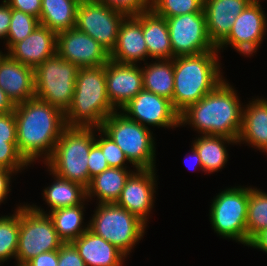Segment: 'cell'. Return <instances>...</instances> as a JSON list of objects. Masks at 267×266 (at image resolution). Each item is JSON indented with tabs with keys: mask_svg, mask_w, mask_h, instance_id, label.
Segmentation results:
<instances>
[{
	"mask_svg": "<svg viewBox=\"0 0 267 266\" xmlns=\"http://www.w3.org/2000/svg\"><path fill=\"white\" fill-rule=\"evenodd\" d=\"M14 115L19 153L30 165L39 157L46 162L67 127L65 114L49 103L32 98L16 104Z\"/></svg>",
	"mask_w": 267,
	"mask_h": 266,
	"instance_id": "6da1fadb",
	"label": "cell"
},
{
	"mask_svg": "<svg viewBox=\"0 0 267 266\" xmlns=\"http://www.w3.org/2000/svg\"><path fill=\"white\" fill-rule=\"evenodd\" d=\"M109 58L121 64H137V61L148 58L142 24L134 16H126L121 22L117 41Z\"/></svg>",
	"mask_w": 267,
	"mask_h": 266,
	"instance_id": "44dd1931",
	"label": "cell"
},
{
	"mask_svg": "<svg viewBox=\"0 0 267 266\" xmlns=\"http://www.w3.org/2000/svg\"><path fill=\"white\" fill-rule=\"evenodd\" d=\"M96 127H66L58 139L52 156L44 163L64 179L89 185L88 157L95 143Z\"/></svg>",
	"mask_w": 267,
	"mask_h": 266,
	"instance_id": "5b68a950",
	"label": "cell"
},
{
	"mask_svg": "<svg viewBox=\"0 0 267 266\" xmlns=\"http://www.w3.org/2000/svg\"><path fill=\"white\" fill-rule=\"evenodd\" d=\"M36 205L19 206V237L17 266H24L41 253L59 250L64 243L55 230L52 219Z\"/></svg>",
	"mask_w": 267,
	"mask_h": 266,
	"instance_id": "52a82bcc",
	"label": "cell"
},
{
	"mask_svg": "<svg viewBox=\"0 0 267 266\" xmlns=\"http://www.w3.org/2000/svg\"><path fill=\"white\" fill-rule=\"evenodd\" d=\"M15 105L12 101L6 96V93L3 89L0 88V114H6L14 111Z\"/></svg>",
	"mask_w": 267,
	"mask_h": 266,
	"instance_id": "bcb514c9",
	"label": "cell"
},
{
	"mask_svg": "<svg viewBox=\"0 0 267 266\" xmlns=\"http://www.w3.org/2000/svg\"><path fill=\"white\" fill-rule=\"evenodd\" d=\"M132 173L131 170L109 167L90 180L86 187L87 199L97 196L99 204L116 203Z\"/></svg>",
	"mask_w": 267,
	"mask_h": 266,
	"instance_id": "d4e9b609",
	"label": "cell"
},
{
	"mask_svg": "<svg viewBox=\"0 0 267 266\" xmlns=\"http://www.w3.org/2000/svg\"><path fill=\"white\" fill-rule=\"evenodd\" d=\"M166 21L173 58L217 50L208 37L204 10L169 17Z\"/></svg>",
	"mask_w": 267,
	"mask_h": 266,
	"instance_id": "7c38bea8",
	"label": "cell"
},
{
	"mask_svg": "<svg viewBox=\"0 0 267 266\" xmlns=\"http://www.w3.org/2000/svg\"><path fill=\"white\" fill-rule=\"evenodd\" d=\"M13 173L15 174L12 170L0 167V203L4 202L9 191H11L9 185Z\"/></svg>",
	"mask_w": 267,
	"mask_h": 266,
	"instance_id": "ee69618b",
	"label": "cell"
},
{
	"mask_svg": "<svg viewBox=\"0 0 267 266\" xmlns=\"http://www.w3.org/2000/svg\"><path fill=\"white\" fill-rule=\"evenodd\" d=\"M248 247L260 249L267 253V229L258 233L249 243Z\"/></svg>",
	"mask_w": 267,
	"mask_h": 266,
	"instance_id": "f6af8a7d",
	"label": "cell"
},
{
	"mask_svg": "<svg viewBox=\"0 0 267 266\" xmlns=\"http://www.w3.org/2000/svg\"><path fill=\"white\" fill-rule=\"evenodd\" d=\"M11 9H16L24 13L40 18L42 0H5Z\"/></svg>",
	"mask_w": 267,
	"mask_h": 266,
	"instance_id": "60d3db41",
	"label": "cell"
},
{
	"mask_svg": "<svg viewBox=\"0 0 267 266\" xmlns=\"http://www.w3.org/2000/svg\"><path fill=\"white\" fill-rule=\"evenodd\" d=\"M28 165L17 149V140H0V167L17 173Z\"/></svg>",
	"mask_w": 267,
	"mask_h": 266,
	"instance_id": "e575fe53",
	"label": "cell"
},
{
	"mask_svg": "<svg viewBox=\"0 0 267 266\" xmlns=\"http://www.w3.org/2000/svg\"><path fill=\"white\" fill-rule=\"evenodd\" d=\"M126 15L96 0H80L75 28L86 33L109 53L115 47L121 22Z\"/></svg>",
	"mask_w": 267,
	"mask_h": 266,
	"instance_id": "8fae6325",
	"label": "cell"
},
{
	"mask_svg": "<svg viewBox=\"0 0 267 266\" xmlns=\"http://www.w3.org/2000/svg\"><path fill=\"white\" fill-rule=\"evenodd\" d=\"M223 80L213 91L180 113V125L189 124L202 135L238 140L243 108L236 90Z\"/></svg>",
	"mask_w": 267,
	"mask_h": 266,
	"instance_id": "7a4b0ae2",
	"label": "cell"
},
{
	"mask_svg": "<svg viewBox=\"0 0 267 266\" xmlns=\"http://www.w3.org/2000/svg\"><path fill=\"white\" fill-rule=\"evenodd\" d=\"M141 24L148 57L173 59L171 40L166 18L157 15L152 9L134 16Z\"/></svg>",
	"mask_w": 267,
	"mask_h": 266,
	"instance_id": "603a6c76",
	"label": "cell"
},
{
	"mask_svg": "<svg viewBox=\"0 0 267 266\" xmlns=\"http://www.w3.org/2000/svg\"><path fill=\"white\" fill-rule=\"evenodd\" d=\"M58 266H86L75 246L63 243L58 250Z\"/></svg>",
	"mask_w": 267,
	"mask_h": 266,
	"instance_id": "f35d334b",
	"label": "cell"
},
{
	"mask_svg": "<svg viewBox=\"0 0 267 266\" xmlns=\"http://www.w3.org/2000/svg\"><path fill=\"white\" fill-rule=\"evenodd\" d=\"M249 187L227 188L212 201L210 222L214 231L247 246Z\"/></svg>",
	"mask_w": 267,
	"mask_h": 266,
	"instance_id": "30bf717a",
	"label": "cell"
},
{
	"mask_svg": "<svg viewBox=\"0 0 267 266\" xmlns=\"http://www.w3.org/2000/svg\"><path fill=\"white\" fill-rule=\"evenodd\" d=\"M129 119L142 126L175 128L180 126V113L167 98L142 90L121 108Z\"/></svg>",
	"mask_w": 267,
	"mask_h": 266,
	"instance_id": "5bb4252c",
	"label": "cell"
},
{
	"mask_svg": "<svg viewBox=\"0 0 267 266\" xmlns=\"http://www.w3.org/2000/svg\"><path fill=\"white\" fill-rule=\"evenodd\" d=\"M111 9L124 13L126 16H135L150 10L152 0H96Z\"/></svg>",
	"mask_w": 267,
	"mask_h": 266,
	"instance_id": "8d00e7d4",
	"label": "cell"
},
{
	"mask_svg": "<svg viewBox=\"0 0 267 266\" xmlns=\"http://www.w3.org/2000/svg\"><path fill=\"white\" fill-rule=\"evenodd\" d=\"M84 205L85 202L74 207H66L49 211L48 215L53 221L58 237L64 243H69L78 239L89 229V225H87V227L82 225L84 220L83 211H85Z\"/></svg>",
	"mask_w": 267,
	"mask_h": 266,
	"instance_id": "f546056e",
	"label": "cell"
},
{
	"mask_svg": "<svg viewBox=\"0 0 267 266\" xmlns=\"http://www.w3.org/2000/svg\"><path fill=\"white\" fill-rule=\"evenodd\" d=\"M50 172L54 177V182L43 191V198L51 209L49 211L74 207L87 199L86 187L82 184L59 177L51 170Z\"/></svg>",
	"mask_w": 267,
	"mask_h": 266,
	"instance_id": "4316f807",
	"label": "cell"
},
{
	"mask_svg": "<svg viewBox=\"0 0 267 266\" xmlns=\"http://www.w3.org/2000/svg\"><path fill=\"white\" fill-rule=\"evenodd\" d=\"M107 96L118 111L143 90L142 68L109 60L105 64Z\"/></svg>",
	"mask_w": 267,
	"mask_h": 266,
	"instance_id": "e0dca14e",
	"label": "cell"
},
{
	"mask_svg": "<svg viewBox=\"0 0 267 266\" xmlns=\"http://www.w3.org/2000/svg\"><path fill=\"white\" fill-rule=\"evenodd\" d=\"M87 164L89 170V183L93 177L101 174L104 170L109 168L104 153L96 143L91 146Z\"/></svg>",
	"mask_w": 267,
	"mask_h": 266,
	"instance_id": "74e56055",
	"label": "cell"
},
{
	"mask_svg": "<svg viewBox=\"0 0 267 266\" xmlns=\"http://www.w3.org/2000/svg\"><path fill=\"white\" fill-rule=\"evenodd\" d=\"M39 19L22 11L11 9V21L6 39L9 51L16 43L24 40L39 25Z\"/></svg>",
	"mask_w": 267,
	"mask_h": 266,
	"instance_id": "d6a6232c",
	"label": "cell"
},
{
	"mask_svg": "<svg viewBox=\"0 0 267 266\" xmlns=\"http://www.w3.org/2000/svg\"><path fill=\"white\" fill-rule=\"evenodd\" d=\"M155 169H136L126 180L116 204L147 224V216L154 205Z\"/></svg>",
	"mask_w": 267,
	"mask_h": 266,
	"instance_id": "2e32d148",
	"label": "cell"
},
{
	"mask_svg": "<svg viewBox=\"0 0 267 266\" xmlns=\"http://www.w3.org/2000/svg\"><path fill=\"white\" fill-rule=\"evenodd\" d=\"M247 246L261 231L267 229V193L249 187L247 209Z\"/></svg>",
	"mask_w": 267,
	"mask_h": 266,
	"instance_id": "4dcf8cb0",
	"label": "cell"
},
{
	"mask_svg": "<svg viewBox=\"0 0 267 266\" xmlns=\"http://www.w3.org/2000/svg\"><path fill=\"white\" fill-rule=\"evenodd\" d=\"M115 111L107 96L105 65L79 68L72 104L65 113L66 126L100 128Z\"/></svg>",
	"mask_w": 267,
	"mask_h": 266,
	"instance_id": "277c9868",
	"label": "cell"
},
{
	"mask_svg": "<svg viewBox=\"0 0 267 266\" xmlns=\"http://www.w3.org/2000/svg\"><path fill=\"white\" fill-rule=\"evenodd\" d=\"M18 237L19 206L12 216L0 217V263L16 258Z\"/></svg>",
	"mask_w": 267,
	"mask_h": 266,
	"instance_id": "1f68e13d",
	"label": "cell"
},
{
	"mask_svg": "<svg viewBox=\"0 0 267 266\" xmlns=\"http://www.w3.org/2000/svg\"><path fill=\"white\" fill-rule=\"evenodd\" d=\"M57 53V33L38 25L24 40L7 53L12 59L35 69Z\"/></svg>",
	"mask_w": 267,
	"mask_h": 266,
	"instance_id": "d6986e66",
	"label": "cell"
},
{
	"mask_svg": "<svg viewBox=\"0 0 267 266\" xmlns=\"http://www.w3.org/2000/svg\"><path fill=\"white\" fill-rule=\"evenodd\" d=\"M157 61V62H156ZM142 67L143 89L172 101L174 91L173 59H159Z\"/></svg>",
	"mask_w": 267,
	"mask_h": 266,
	"instance_id": "83f0119b",
	"label": "cell"
},
{
	"mask_svg": "<svg viewBox=\"0 0 267 266\" xmlns=\"http://www.w3.org/2000/svg\"><path fill=\"white\" fill-rule=\"evenodd\" d=\"M0 88L14 105L35 98L34 69L1 52Z\"/></svg>",
	"mask_w": 267,
	"mask_h": 266,
	"instance_id": "ac0fdd59",
	"label": "cell"
},
{
	"mask_svg": "<svg viewBox=\"0 0 267 266\" xmlns=\"http://www.w3.org/2000/svg\"><path fill=\"white\" fill-rule=\"evenodd\" d=\"M253 0H204L208 37L217 47L230 33L236 17Z\"/></svg>",
	"mask_w": 267,
	"mask_h": 266,
	"instance_id": "ffe728a7",
	"label": "cell"
},
{
	"mask_svg": "<svg viewBox=\"0 0 267 266\" xmlns=\"http://www.w3.org/2000/svg\"><path fill=\"white\" fill-rule=\"evenodd\" d=\"M100 129L110 137L136 169H155V143L148 127L117 111L110 114Z\"/></svg>",
	"mask_w": 267,
	"mask_h": 266,
	"instance_id": "8992f818",
	"label": "cell"
},
{
	"mask_svg": "<svg viewBox=\"0 0 267 266\" xmlns=\"http://www.w3.org/2000/svg\"><path fill=\"white\" fill-rule=\"evenodd\" d=\"M191 153H192V155H190L189 158L191 157V158L194 159L193 160V162L195 163V164H193L194 167L196 168L197 165H198V167H201L200 170L203 171L201 159L199 157V154H198L197 150L193 146L191 148Z\"/></svg>",
	"mask_w": 267,
	"mask_h": 266,
	"instance_id": "7dc6e473",
	"label": "cell"
},
{
	"mask_svg": "<svg viewBox=\"0 0 267 266\" xmlns=\"http://www.w3.org/2000/svg\"><path fill=\"white\" fill-rule=\"evenodd\" d=\"M86 266H122L126 255L90 229L71 242Z\"/></svg>",
	"mask_w": 267,
	"mask_h": 266,
	"instance_id": "7402d4cb",
	"label": "cell"
},
{
	"mask_svg": "<svg viewBox=\"0 0 267 266\" xmlns=\"http://www.w3.org/2000/svg\"><path fill=\"white\" fill-rule=\"evenodd\" d=\"M265 16L260 2L253 0L236 17L229 35L216 47L217 50L231 45L245 56L255 53L266 34L267 19Z\"/></svg>",
	"mask_w": 267,
	"mask_h": 266,
	"instance_id": "4fadbf2b",
	"label": "cell"
},
{
	"mask_svg": "<svg viewBox=\"0 0 267 266\" xmlns=\"http://www.w3.org/2000/svg\"><path fill=\"white\" fill-rule=\"evenodd\" d=\"M218 50L197 55L177 56L174 63V91L172 104L181 113L213 91L223 80Z\"/></svg>",
	"mask_w": 267,
	"mask_h": 266,
	"instance_id": "3957f363",
	"label": "cell"
},
{
	"mask_svg": "<svg viewBox=\"0 0 267 266\" xmlns=\"http://www.w3.org/2000/svg\"><path fill=\"white\" fill-rule=\"evenodd\" d=\"M204 0H152L151 9L164 18L202 12Z\"/></svg>",
	"mask_w": 267,
	"mask_h": 266,
	"instance_id": "836d02e7",
	"label": "cell"
},
{
	"mask_svg": "<svg viewBox=\"0 0 267 266\" xmlns=\"http://www.w3.org/2000/svg\"><path fill=\"white\" fill-rule=\"evenodd\" d=\"M24 266H58V250L41 253Z\"/></svg>",
	"mask_w": 267,
	"mask_h": 266,
	"instance_id": "b9f144b4",
	"label": "cell"
},
{
	"mask_svg": "<svg viewBox=\"0 0 267 266\" xmlns=\"http://www.w3.org/2000/svg\"><path fill=\"white\" fill-rule=\"evenodd\" d=\"M96 208L89 229L129 255L144 236L146 224L116 203H98Z\"/></svg>",
	"mask_w": 267,
	"mask_h": 266,
	"instance_id": "ba28073f",
	"label": "cell"
},
{
	"mask_svg": "<svg viewBox=\"0 0 267 266\" xmlns=\"http://www.w3.org/2000/svg\"><path fill=\"white\" fill-rule=\"evenodd\" d=\"M101 134L99 139L95 137V143L101 148L104 153V157L109 167L127 169L125 161L129 162L126 155L120 149V147L108 137L100 128L98 130Z\"/></svg>",
	"mask_w": 267,
	"mask_h": 266,
	"instance_id": "d590c367",
	"label": "cell"
},
{
	"mask_svg": "<svg viewBox=\"0 0 267 266\" xmlns=\"http://www.w3.org/2000/svg\"><path fill=\"white\" fill-rule=\"evenodd\" d=\"M11 21V8L9 4L3 0L0 5V38L7 39L8 30Z\"/></svg>",
	"mask_w": 267,
	"mask_h": 266,
	"instance_id": "7bdbcfd3",
	"label": "cell"
},
{
	"mask_svg": "<svg viewBox=\"0 0 267 266\" xmlns=\"http://www.w3.org/2000/svg\"><path fill=\"white\" fill-rule=\"evenodd\" d=\"M245 108L243 107L242 128L237 142L244 141L264 152L267 150V100L253 99Z\"/></svg>",
	"mask_w": 267,
	"mask_h": 266,
	"instance_id": "cb8c5ba5",
	"label": "cell"
},
{
	"mask_svg": "<svg viewBox=\"0 0 267 266\" xmlns=\"http://www.w3.org/2000/svg\"><path fill=\"white\" fill-rule=\"evenodd\" d=\"M226 142L238 143L235 139L216 135H201L193 141L192 146L199 154L204 172H217L225 166L228 161Z\"/></svg>",
	"mask_w": 267,
	"mask_h": 266,
	"instance_id": "f1b7e54d",
	"label": "cell"
},
{
	"mask_svg": "<svg viewBox=\"0 0 267 266\" xmlns=\"http://www.w3.org/2000/svg\"><path fill=\"white\" fill-rule=\"evenodd\" d=\"M80 0H42L39 23L59 33L75 28Z\"/></svg>",
	"mask_w": 267,
	"mask_h": 266,
	"instance_id": "484cf974",
	"label": "cell"
},
{
	"mask_svg": "<svg viewBox=\"0 0 267 266\" xmlns=\"http://www.w3.org/2000/svg\"><path fill=\"white\" fill-rule=\"evenodd\" d=\"M0 140H17L14 111L0 114Z\"/></svg>",
	"mask_w": 267,
	"mask_h": 266,
	"instance_id": "ab89813d",
	"label": "cell"
},
{
	"mask_svg": "<svg viewBox=\"0 0 267 266\" xmlns=\"http://www.w3.org/2000/svg\"><path fill=\"white\" fill-rule=\"evenodd\" d=\"M79 67L58 53L34 69L35 98L58 108L64 114L72 104Z\"/></svg>",
	"mask_w": 267,
	"mask_h": 266,
	"instance_id": "9c48e42d",
	"label": "cell"
},
{
	"mask_svg": "<svg viewBox=\"0 0 267 266\" xmlns=\"http://www.w3.org/2000/svg\"><path fill=\"white\" fill-rule=\"evenodd\" d=\"M57 53L79 68L105 65L110 60L102 45L76 28L57 33Z\"/></svg>",
	"mask_w": 267,
	"mask_h": 266,
	"instance_id": "9a60e30c",
	"label": "cell"
}]
</instances>
